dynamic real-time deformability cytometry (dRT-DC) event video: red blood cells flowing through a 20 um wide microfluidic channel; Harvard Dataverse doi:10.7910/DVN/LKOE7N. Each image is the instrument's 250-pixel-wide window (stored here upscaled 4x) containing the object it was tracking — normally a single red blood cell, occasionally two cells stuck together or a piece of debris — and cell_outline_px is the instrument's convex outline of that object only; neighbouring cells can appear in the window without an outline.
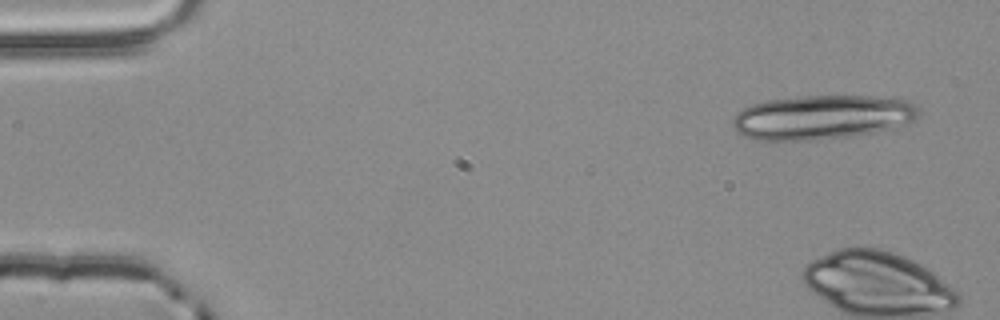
{"species": "common noctule bat (a hibernating species)", "species_latin": "Nyctalus noctula", "temperature_condition": "room temperature", "stored_images_in_passage": 3, "camera_frame_rate_fps": 3000, "um_per_image_px": 0.085, "animal": {"sex": "male", "body_mass_g": 20.4}, "frame": {"image": 1, "passage_image": 1, "time_ms": 0.0, "image_size_px": [1000, 320], "cell_outline_px": [[920, 116], [904, 124], [872, 132], [848, 136], [816, 140], [756, 140], [740, 136], [736, 132], [732, 124], [732, 120], [736, 112], [752, 104], [768, 100], [800, 96], [872, 96], [912, 100], [920, 104]], "centroid_in_image_um": [69.88, 9.95], "position_along_channel_um": 15.1, "area_um2": 48.38}}